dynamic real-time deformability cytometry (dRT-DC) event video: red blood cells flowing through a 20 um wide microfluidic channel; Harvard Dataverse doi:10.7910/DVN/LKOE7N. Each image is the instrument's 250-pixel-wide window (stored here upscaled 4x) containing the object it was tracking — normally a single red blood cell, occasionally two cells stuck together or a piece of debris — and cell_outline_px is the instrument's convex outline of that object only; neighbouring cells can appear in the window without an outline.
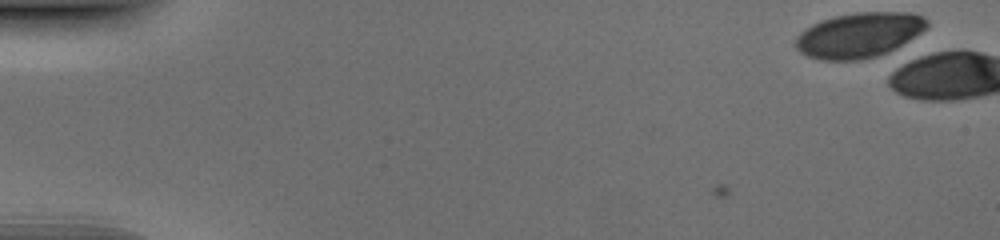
{"species": "human", "species_latin": "Homo sapiens", "temperature_condition": "cold", "stored_images_in_passage": 1, "camera_frame_rate_fps": 3000, "um_per_image_px": 0.085, "donor": {"sex": "male"}, "frame": {"image": 1, "passage_image": 1, "time_ms": 0.0, "image_size_px": [1000, 240], "cell_outline_px": [[928, 28], [896, 48], [888, 52], [876, 56], [860, 60], [820, 60], [808, 56], [800, 52], [792, 44], [796, 36], [804, 28], [820, 20], [832, 16], [856, 12], [912, 12], [924, 16], [928, 20]], "centroid_in_image_um": [73.0, 2.97], "position_along_channel_um": 12.0, "area_um2": 34.97}}